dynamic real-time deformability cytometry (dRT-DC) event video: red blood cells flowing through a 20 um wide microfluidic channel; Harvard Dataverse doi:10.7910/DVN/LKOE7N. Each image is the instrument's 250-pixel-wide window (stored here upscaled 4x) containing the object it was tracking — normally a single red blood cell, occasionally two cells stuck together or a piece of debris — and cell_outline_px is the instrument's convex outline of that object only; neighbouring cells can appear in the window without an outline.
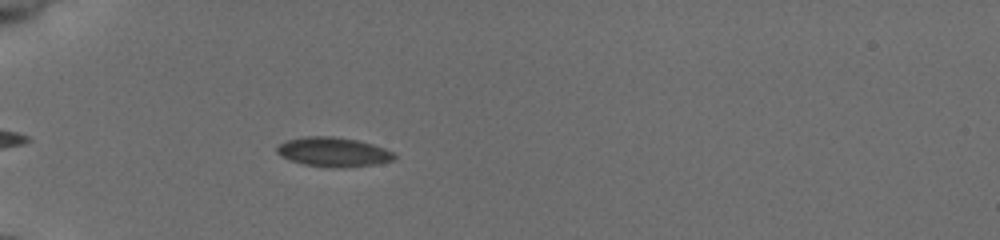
{"species": "common noctule bat (a hibernating species)", "species_latin": "Nyctalus noctula", "temperature_condition": "cold", "stored_images_in_passage": 42, "camera_frame_rate_fps": 3000, "um_per_image_px": 0.085, "animal": {"sex": "female", "body_mass_g": 19.5, "forearm_length_mm": 54.1}, "frame": {"image": 1, "passage_image": 6, "time_ms": 1.667, "image_size_px": [1000, 240], "cell_outline_px": [[396, 156], [392, 160], [376, 164], [344, 168], [304, 164], [280, 156], [276, 152], [276, 148], [280, 144], [288, 140], [304, 136], [332, 136], [356, 140], [372, 144], [384, 148], [392, 152]], "centroid_in_image_um": [28.33, 12.91], "position_along_channel_um": 56.7, "area_um2": 19.83}}
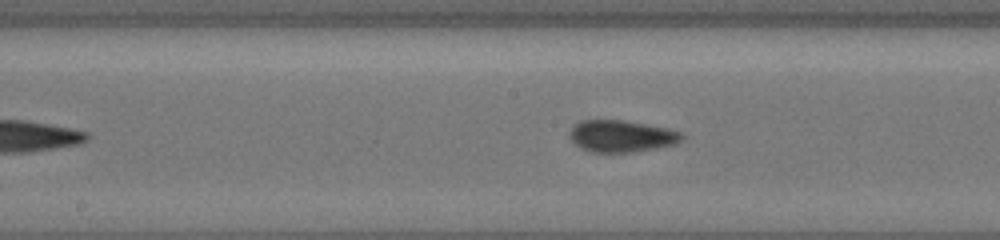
{"frame": {"image": 2, "passage_image": 18, "time_ms": 5.667, "image_size_px": [1000, 240], "cell_outline_px": [[684, 140], [676, 144], [656, 148], [632, 152], [592, 152], [580, 148], [568, 136], [568, 132], [576, 124], [584, 120], [620, 120], [668, 128], [680, 132], [684, 136]], "centroid_in_image_um": [52.84, 11.58], "position_along_channel_um": 195.4, "area_um2": 20.75}}
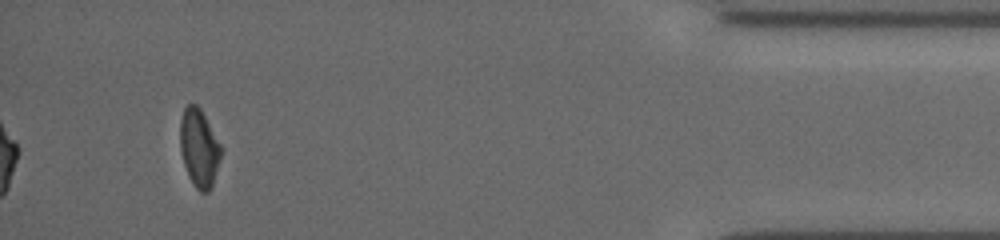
{"frame": {"image": 3, "passage_image": 39, "time_ms": 12.667, "image_size_px": [1000, 240], "cell_outline_px": [[224, 148], [212, 188], [208, 192], [200, 192], [196, 188], [188, 176], [184, 164], [180, 148], [180, 120], [184, 108], [188, 104], [196, 104], [200, 108]], "centroid_in_image_um": [16.96, 12.59], "position_along_channel_um": 418.2, "area_um2": 18.96}, "authors_computed_cell_mechanics": {"area_um2": 19.8254, "velocity_mm_per_s": 3.9244, "shape_relaxation_time_tau1_ms": 8.1886, "shape_relaxation_time_tau2_ms": 1.2599, "deformation_change_tau1": 0.1236, "deformation_change_tau2": 0.0413}}